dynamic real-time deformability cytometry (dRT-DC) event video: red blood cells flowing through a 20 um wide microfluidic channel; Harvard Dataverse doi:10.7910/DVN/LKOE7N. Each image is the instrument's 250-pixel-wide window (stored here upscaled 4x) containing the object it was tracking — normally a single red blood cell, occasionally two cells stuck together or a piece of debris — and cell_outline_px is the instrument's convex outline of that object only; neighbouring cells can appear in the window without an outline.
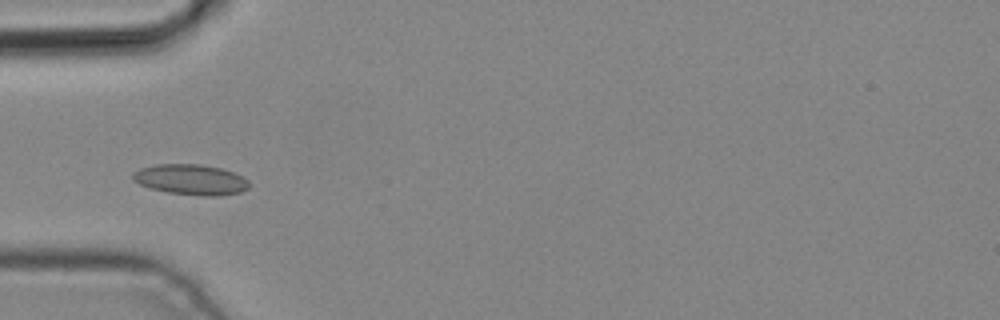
{"species": "common noctule bat (a hibernating species)", "species_latin": "Nyctalus noctula", "temperature_condition": "cold", "stored_images_in_passage": 4, "camera_frame_rate_fps": 3000, "um_per_image_px": 0.085, "animal": {"sex": "male", "body_mass_g": 19.2, "forearm_length_mm": 51.8}, "frame": {"image": 1, "passage_image": 4, "time_ms": 1.0, "image_size_px": [1000, 320], "cell_outline_px": [[248, 188], [240, 192], [216, 196], [204, 196], [168, 192], [152, 188], [140, 184], [132, 180], [132, 172], [140, 168], [156, 164], [200, 164], [220, 168], [244, 176], [248, 180]], "centroid_in_image_um": [16.21, 15.25], "position_along_channel_um": 68.8, "area_um2": 20.58}}